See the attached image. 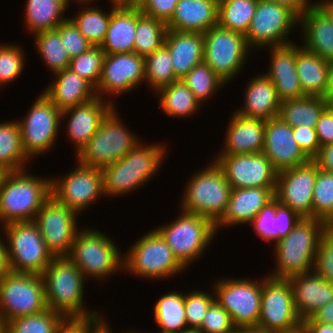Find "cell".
I'll use <instances>...</instances> for the list:
<instances>
[{
  "instance_id": "11",
  "label": "cell",
  "mask_w": 333,
  "mask_h": 333,
  "mask_svg": "<svg viewBox=\"0 0 333 333\" xmlns=\"http://www.w3.org/2000/svg\"><path fill=\"white\" fill-rule=\"evenodd\" d=\"M203 35L204 62L229 85L243 72L247 61H250L249 55L254 51L249 47L245 35L218 25L211 27Z\"/></svg>"
},
{
  "instance_id": "15",
  "label": "cell",
  "mask_w": 333,
  "mask_h": 333,
  "mask_svg": "<svg viewBox=\"0 0 333 333\" xmlns=\"http://www.w3.org/2000/svg\"><path fill=\"white\" fill-rule=\"evenodd\" d=\"M299 27V17L288 7L257 0L255 14L245 34L249 47L254 51L293 43V31ZM292 32V33H291ZM289 37L291 39H289Z\"/></svg>"
},
{
  "instance_id": "24",
  "label": "cell",
  "mask_w": 333,
  "mask_h": 333,
  "mask_svg": "<svg viewBox=\"0 0 333 333\" xmlns=\"http://www.w3.org/2000/svg\"><path fill=\"white\" fill-rule=\"evenodd\" d=\"M276 188H232L230 200L225 205L221 216L214 222V228L249 224L260 210L275 197Z\"/></svg>"
},
{
  "instance_id": "34",
  "label": "cell",
  "mask_w": 333,
  "mask_h": 333,
  "mask_svg": "<svg viewBox=\"0 0 333 333\" xmlns=\"http://www.w3.org/2000/svg\"><path fill=\"white\" fill-rule=\"evenodd\" d=\"M137 7L111 5V18L106 37L101 44L105 54L134 52Z\"/></svg>"
},
{
  "instance_id": "50",
  "label": "cell",
  "mask_w": 333,
  "mask_h": 333,
  "mask_svg": "<svg viewBox=\"0 0 333 333\" xmlns=\"http://www.w3.org/2000/svg\"><path fill=\"white\" fill-rule=\"evenodd\" d=\"M105 55L100 46H93L87 52L71 58L68 68L97 88L103 70Z\"/></svg>"
},
{
  "instance_id": "72",
  "label": "cell",
  "mask_w": 333,
  "mask_h": 333,
  "mask_svg": "<svg viewBox=\"0 0 333 333\" xmlns=\"http://www.w3.org/2000/svg\"><path fill=\"white\" fill-rule=\"evenodd\" d=\"M180 333H203L199 328H187L182 330Z\"/></svg>"
},
{
  "instance_id": "74",
  "label": "cell",
  "mask_w": 333,
  "mask_h": 333,
  "mask_svg": "<svg viewBox=\"0 0 333 333\" xmlns=\"http://www.w3.org/2000/svg\"><path fill=\"white\" fill-rule=\"evenodd\" d=\"M69 3L71 2H84V1H92L93 3H96L95 0H67Z\"/></svg>"
},
{
  "instance_id": "18",
  "label": "cell",
  "mask_w": 333,
  "mask_h": 333,
  "mask_svg": "<svg viewBox=\"0 0 333 333\" xmlns=\"http://www.w3.org/2000/svg\"><path fill=\"white\" fill-rule=\"evenodd\" d=\"M144 67L145 58L135 52L106 54L101 78L96 88L97 96L108 99L117 106L116 98L127 92L130 94L133 90L137 91L139 86H144Z\"/></svg>"
},
{
  "instance_id": "13",
  "label": "cell",
  "mask_w": 333,
  "mask_h": 333,
  "mask_svg": "<svg viewBox=\"0 0 333 333\" xmlns=\"http://www.w3.org/2000/svg\"><path fill=\"white\" fill-rule=\"evenodd\" d=\"M215 300L229 313L236 328L256 327L261 311L262 276L215 279Z\"/></svg>"
},
{
  "instance_id": "66",
  "label": "cell",
  "mask_w": 333,
  "mask_h": 333,
  "mask_svg": "<svg viewBox=\"0 0 333 333\" xmlns=\"http://www.w3.org/2000/svg\"><path fill=\"white\" fill-rule=\"evenodd\" d=\"M234 333H271L267 332L264 329L256 326V327H241V328H236Z\"/></svg>"
},
{
  "instance_id": "63",
  "label": "cell",
  "mask_w": 333,
  "mask_h": 333,
  "mask_svg": "<svg viewBox=\"0 0 333 333\" xmlns=\"http://www.w3.org/2000/svg\"><path fill=\"white\" fill-rule=\"evenodd\" d=\"M309 333H333L332 324H324L319 322H303Z\"/></svg>"
},
{
  "instance_id": "21",
  "label": "cell",
  "mask_w": 333,
  "mask_h": 333,
  "mask_svg": "<svg viewBox=\"0 0 333 333\" xmlns=\"http://www.w3.org/2000/svg\"><path fill=\"white\" fill-rule=\"evenodd\" d=\"M319 168L310 160L277 173L275 197L301 218H313V189Z\"/></svg>"
},
{
  "instance_id": "1",
  "label": "cell",
  "mask_w": 333,
  "mask_h": 333,
  "mask_svg": "<svg viewBox=\"0 0 333 333\" xmlns=\"http://www.w3.org/2000/svg\"><path fill=\"white\" fill-rule=\"evenodd\" d=\"M145 143L141 139L122 159L102 168L106 198L131 195L158 175L170 149L164 142Z\"/></svg>"
},
{
  "instance_id": "32",
  "label": "cell",
  "mask_w": 333,
  "mask_h": 333,
  "mask_svg": "<svg viewBox=\"0 0 333 333\" xmlns=\"http://www.w3.org/2000/svg\"><path fill=\"white\" fill-rule=\"evenodd\" d=\"M164 45L170 52L173 71L178 79L204 61L203 33L167 30Z\"/></svg>"
},
{
  "instance_id": "59",
  "label": "cell",
  "mask_w": 333,
  "mask_h": 333,
  "mask_svg": "<svg viewBox=\"0 0 333 333\" xmlns=\"http://www.w3.org/2000/svg\"><path fill=\"white\" fill-rule=\"evenodd\" d=\"M312 161L320 170L333 173V142L321 146Z\"/></svg>"
},
{
  "instance_id": "65",
  "label": "cell",
  "mask_w": 333,
  "mask_h": 333,
  "mask_svg": "<svg viewBox=\"0 0 333 333\" xmlns=\"http://www.w3.org/2000/svg\"><path fill=\"white\" fill-rule=\"evenodd\" d=\"M315 3L328 15L333 21V0H315Z\"/></svg>"
},
{
  "instance_id": "14",
  "label": "cell",
  "mask_w": 333,
  "mask_h": 333,
  "mask_svg": "<svg viewBox=\"0 0 333 333\" xmlns=\"http://www.w3.org/2000/svg\"><path fill=\"white\" fill-rule=\"evenodd\" d=\"M47 309L41 275L9 271L0 279V317L6 322Z\"/></svg>"
},
{
  "instance_id": "71",
  "label": "cell",
  "mask_w": 333,
  "mask_h": 333,
  "mask_svg": "<svg viewBox=\"0 0 333 333\" xmlns=\"http://www.w3.org/2000/svg\"><path fill=\"white\" fill-rule=\"evenodd\" d=\"M0 333H8V324L0 317Z\"/></svg>"
},
{
  "instance_id": "62",
  "label": "cell",
  "mask_w": 333,
  "mask_h": 333,
  "mask_svg": "<svg viewBox=\"0 0 333 333\" xmlns=\"http://www.w3.org/2000/svg\"><path fill=\"white\" fill-rule=\"evenodd\" d=\"M9 271L10 267L7 256V245L3 237V234H1L0 235V279L4 277Z\"/></svg>"
},
{
  "instance_id": "54",
  "label": "cell",
  "mask_w": 333,
  "mask_h": 333,
  "mask_svg": "<svg viewBox=\"0 0 333 333\" xmlns=\"http://www.w3.org/2000/svg\"><path fill=\"white\" fill-rule=\"evenodd\" d=\"M199 329L203 333H234L236 327L229 313L215 300L207 310Z\"/></svg>"
},
{
  "instance_id": "46",
  "label": "cell",
  "mask_w": 333,
  "mask_h": 333,
  "mask_svg": "<svg viewBox=\"0 0 333 333\" xmlns=\"http://www.w3.org/2000/svg\"><path fill=\"white\" fill-rule=\"evenodd\" d=\"M145 85L153 94L160 88L179 80L173 71L171 55L163 44L145 57Z\"/></svg>"
},
{
  "instance_id": "28",
  "label": "cell",
  "mask_w": 333,
  "mask_h": 333,
  "mask_svg": "<svg viewBox=\"0 0 333 333\" xmlns=\"http://www.w3.org/2000/svg\"><path fill=\"white\" fill-rule=\"evenodd\" d=\"M52 76L42 92L61 111L98 97L96 88L68 67Z\"/></svg>"
},
{
  "instance_id": "8",
  "label": "cell",
  "mask_w": 333,
  "mask_h": 333,
  "mask_svg": "<svg viewBox=\"0 0 333 333\" xmlns=\"http://www.w3.org/2000/svg\"><path fill=\"white\" fill-rule=\"evenodd\" d=\"M178 211V216L174 217L176 219L166 222L167 224L164 222L155 229L172 249L178 261L188 270L214 243L212 241H215L217 231L210 219L182 209Z\"/></svg>"
},
{
  "instance_id": "39",
  "label": "cell",
  "mask_w": 333,
  "mask_h": 333,
  "mask_svg": "<svg viewBox=\"0 0 333 333\" xmlns=\"http://www.w3.org/2000/svg\"><path fill=\"white\" fill-rule=\"evenodd\" d=\"M32 161L22 147L18 120L0 122V171L11 172L27 169Z\"/></svg>"
},
{
  "instance_id": "35",
  "label": "cell",
  "mask_w": 333,
  "mask_h": 333,
  "mask_svg": "<svg viewBox=\"0 0 333 333\" xmlns=\"http://www.w3.org/2000/svg\"><path fill=\"white\" fill-rule=\"evenodd\" d=\"M72 3L67 0H26L24 23L26 31L34 36L40 32L56 29L69 16ZM69 7V8H68Z\"/></svg>"
},
{
  "instance_id": "16",
  "label": "cell",
  "mask_w": 333,
  "mask_h": 333,
  "mask_svg": "<svg viewBox=\"0 0 333 333\" xmlns=\"http://www.w3.org/2000/svg\"><path fill=\"white\" fill-rule=\"evenodd\" d=\"M75 163V168L64 173V176H51V195L81 216L91 205L105 198L103 173L100 168Z\"/></svg>"
},
{
  "instance_id": "60",
  "label": "cell",
  "mask_w": 333,
  "mask_h": 333,
  "mask_svg": "<svg viewBox=\"0 0 333 333\" xmlns=\"http://www.w3.org/2000/svg\"><path fill=\"white\" fill-rule=\"evenodd\" d=\"M283 5L292 10L299 18L315 3V0H266Z\"/></svg>"
},
{
  "instance_id": "9",
  "label": "cell",
  "mask_w": 333,
  "mask_h": 333,
  "mask_svg": "<svg viewBox=\"0 0 333 333\" xmlns=\"http://www.w3.org/2000/svg\"><path fill=\"white\" fill-rule=\"evenodd\" d=\"M117 107L108 114L87 144L74 155V161L102 169L122 159L139 143L142 138L129 130L119 116Z\"/></svg>"
},
{
  "instance_id": "6",
  "label": "cell",
  "mask_w": 333,
  "mask_h": 333,
  "mask_svg": "<svg viewBox=\"0 0 333 333\" xmlns=\"http://www.w3.org/2000/svg\"><path fill=\"white\" fill-rule=\"evenodd\" d=\"M131 244L123 254V272L149 280H168L186 272L172 249L154 228ZM176 274V276H175Z\"/></svg>"
},
{
  "instance_id": "2",
  "label": "cell",
  "mask_w": 333,
  "mask_h": 333,
  "mask_svg": "<svg viewBox=\"0 0 333 333\" xmlns=\"http://www.w3.org/2000/svg\"><path fill=\"white\" fill-rule=\"evenodd\" d=\"M29 169L2 172L0 176V226L34 221L51 196V177L32 174Z\"/></svg>"
},
{
  "instance_id": "53",
  "label": "cell",
  "mask_w": 333,
  "mask_h": 333,
  "mask_svg": "<svg viewBox=\"0 0 333 333\" xmlns=\"http://www.w3.org/2000/svg\"><path fill=\"white\" fill-rule=\"evenodd\" d=\"M56 30L59 32L61 45L66 49L70 59L93 47L69 18L62 22Z\"/></svg>"
},
{
  "instance_id": "30",
  "label": "cell",
  "mask_w": 333,
  "mask_h": 333,
  "mask_svg": "<svg viewBox=\"0 0 333 333\" xmlns=\"http://www.w3.org/2000/svg\"><path fill=\"white\" fill-rule=\"evenodd\" d=\"M301 45L326 61L333 60V21L314 3L300 18Z\"/></svg>"
},
{
  "instance_id": "68",
  "label": "cell",
  "mask_w": 333,
  "mask_h": 333,
  "mask_svg": "<svg viewBox=\"0 0 333 333\" xmlns=\"http://www.w3.org/2000/svg\"><path fill=\"white\" fill-rule=\"evenodd\" d=\"M98 2L99 0H95ZM110 2V5L120 7V6H126L129 7V0H108Z\"/></svg>"
},
{
  "instance_id": "27",
  "label": "cell",
  "mask_w": 333,
  "mask_h": 333,
  "mask_svg": "<svg viewBox=\"0 0 333 333\" xmlns=\"http://www.w3.org/2000/svg\"><path fill=\"white\" fill-rule=\"evenodd\" d=\"M249 79L243 94L244 101L233 111L243 117L264 121L278 117L281 101L270 78L259 72Z\"/></svg>"
},
{
  "instance_id": "73",
  "label": "cell",
  "mask_w": 333,
  "mask_h": 333,
  "mask_svg": "<svg viewBox=\"0 0 333 333\" xmlns=\"http://www.w3.org/2000/svg\"><path fill=\"white\" fill-rule=\"evenodd\" d=\"M123 330H121V332L120 333H148L147 331H145L144 332V330L141 332V330L139 331V329H136L135 331L134 330H127V331H125V329H124V331L122 332ZM112 333H113V331H112ZM115 333V332H114ZM117 333V332H116ZM149 333H151V331L149 332Z\"/></svg>"
},
{
  "instance_id": "48",
  "label": "cell",
  "mask_w": 333,
  "mask_h": 333,
  "mask_svg": "<svg viewBox=\"0 0 333 333\" xmlns=\"http://www.w3.org/2000/svg\"><path fill=\"white\" fill-rule=\"evenodd\" d=\"M313 218L333 225V173L320 169L313 189Z\"/></svg>"
},
{
  "instance_id": "64",
  "label": "cell",
  "mask_w": 333,
  "mask_h": 333,
  "mask_svg": "<svg viewBox=\"0 0 333 333\" xmlns=\"http://www.w3.org/2000/svg\"><path fill=\"white\" fill-rule=\"evenodd\" d=\"M323 98L326 99L329 104L333 103V60L329 61L327 86Z\"/></svg>"
},
{
  "instance_id": "45",
  "label": "cell",
  "mask_w": 333,
  "mask_h": 333,
  "mask_svg": "<svg viewBox=\"0 0 333 333\" xmlns=\"http://www.w3.org/2000/svg\"><path fill=\"white\" fill-rule=\"evenodd\" d=\"M182 81L202 106L215 99L226 85L204 61L193 67Z\"/></svg>"
},
{
  "instance_id": "57",
  "label": "cell",
  "mask_w": 333,
  "mask_h": 333,
  "mask_svg": "<svg viewBox=\"0 0 333 333\" xmlns=\"http://www.w3.org/2000/svg\"><path fill=\"white\" fill-rule=\"evenodd\" d=\"M293 137L304 154L312 160L320 149L315 128L307 126H297L293 128Z\"/></svg>"
},
{
  "instance_id": "47",
  "label": "cell",
  "mask_w": 333,
  "mask_h": 333,
  "mask_svg": "<svg viewBox=\"0 0 333 333\" xmlns=\"http://www.w3.org/2000/svg\"><path fill=\"white\" fill-rule=\"evenodd\" d=\"M63 319L64 316L59 312L47 309L7 322L8 333H56Z\"/></svg>"
},
{
  "instance_id": "55",
  "label": "cell",
  "mask_w": 333,
  "mask_h": 333,
  "mask_svg": "<svg viewBox=\"0 0 333 333\" xmlns=\"http://www.w3.org/2000/svg\"><path fill=\"white\" fill-rule=\"evenodd\" d=\"M102 312L87 317H64L56 333H93L106 319Z\"/></svg>"
},
{
  "instance_id": "7",
  "label": "cell",
  "mask_w": 333,
  "mask_h": 333,
  "mask_svg": "<svg viewBox=\"0 0 333 333\" xmlns=\"http://www.w3.org/2000/svg\"><path fill=\"white\" fill-rule=\"evenodd\" d=\"M204 167L195 170L185 180L186 186L178 206L183 211L206 217L214 223L229 202L232 187L212 158Z\"/></svg>"
},
{
  "instance_id": "49",
  "label": "cell",
  "mask_w": 333,
  "mask_h": 333,
  "mask_svg": "<svg viewBox=\"0 0 333 333\" xmlns=\"http://www.w3.org/2000/svg\"><path fill=\"white\" fill-rule=\"evenodd\" d=\"M25 51L20 43H0V88L13 83L26 67Z\"/></svg>"
},
{
  "instance_id": "20",
  "label": "cell",
  "mask_w": 333,
  "mask_h": 333,
  "mask_svg": "<svg viewBox=\"0 0 333 333\" xmlns=\"http://www.w3.org/2000/svg\"><path fill=\"white\" fill-rule=\"evenodd\" d=\"M232 188H276L277 172L261 152L252 154L214 155Z\"/></svg>"
},
{
  "instance_id": "44",
  "label": "cell",
  "mask_w": 333,
  "mask_h": 333,
  "mask_svg": "<svg viewBox=\"0 0 333 333\" xmlns=\"http://www.w3.org/2000/svg\"><path fill=\"white\" fill-rule=\"evenodd\" d=\"M34 49L51 74L63 71L69 66L70 57L61 45L59 32L56 29L40 32L33 36Z\"/></svg>"
},
{
  "instance_id": "33",
  "label": "cell",
  "mask_w": 333,
  "mask_h": 333,
  "mask_svg": "<svg viewBox=\"0 0 333 333\" xmlns=\"http://www.w3.org/2000/svg\"><path fill=\"white\" fill-rule=\"evenodd\" d=\"M219 0H179L168 30L205 33L218 23Z\"/></svg>"
},
{
  "instance_id": "12",
  "label": "cell",
  "mask_w": 333,
  "mask_h": 333,
  "mask_svg": "<svg viewBox=\"0 0 333 333\" xmlns=\"http://www.w3.org/2000/svg\"><path fill=\"white\" fill-rule=\"evenodd\" d=\"M26 113V116L17 120L21 129L23 150L33 161L52 151L50 149L57 144L62 126V111L43 92H39Z\"/></svg>"
},
{
  "instance_id": "36",
  "label": "cell",
  "mask_w": 333,
  "mask_h": 333,
  "mask_svg": "<svg viewBox=\"0 0 333 333\" xmlns=\"http://www.w3.org/2000/svg\"><path fill=\"white\" fill-rule=\"evenodd\" d=\"M329 61L306 50L296 41V70L304 96L322 97L325 95Z\"/></svg>"
},
{
  "instance_id": "52",
  "label": "cell",
  "mask_w": 333,
  "mask_h": 333,
  "mask_svg": "<svg viewBox=\"0 0 333 333\" xmlns=\"http://www.w3.org/2000/svg\"><path fill=\"white\" fill-rule=\"evenodd\" d=\"M313 270L333 284V225H327L320 237Z\"/></svg>"
},
{
  "instance_id": "38",
  "label": "cell",
  "mask_w": 333,
  "mask_h": 333,
  "mask_svg": "<svg viewBox=\"0 0 333 333\" xmlns=\"http://www.w3.org/2000/svg\"><path fill=\"white\" fill-rule=\"evenodd\" d=\"M91 3L92 1L74 2L73 4L79 5L77 6L79 11L73 14L74 17L71 15L68 18L92 46H101L110 23L111 5L108 12L98 4Z\"/></svg>"
},
{
  "instance_id": "56",
  "label": "cell",
  "mask_w": 333,
  "mask_h": 333,
  "mask_svg": "<svg viewBox=\"0 0 333 333\" xmlns=\"http://www.w3.org/2000/svg\"><path fill=\"white\" fill-rule=\"evenodd\" d=\"M179 0H146L140 7L143 14L168 23Z\"/></svg>"
},
{
  "instance_id": "17",
  "label": "cell",
  "mask_w": 333,
  "mask_h": 333,
  "mask_svg": "<svg viewBox=\"0 0 333 333\" xmlns=\"http://www.w3.org/2000/svg\"><path fill=\"white\" fill-rule=\"evenodd\" d=\"M303 323L297 315L289 278L262 276L261 311L258 327L271 333H282Z\"/></svg>"
},
{
  "instance_id": "41",
  "label": "cell",
  "mask_w": 333,
  "mask_h": 333,
  "mask_svg": "<svg viewBox=\"0 0 333 333\" xmlns=\"http://www.w3.org/2000/svg\"><path fill=\"white\" fill-rule=\"evenodd\" d=\"M329 105L322 97L304 96L282 101L278 117L292 128L307 126L315 128L322 111Z\"/></svg>"
},
{
  "instance_id": "37",
  "label": "cell",
  "mask_w": 333,
  "mask_h": 333,
  "mask_svg": "<svg viewBox=\"0 0 333 333\" xmlns=\"http://www.w3.org/2000/svg\"><path fill=\"white\" fill-rule=\"evenodd\" d=\"M154 95L157 96L160 111L176 119L193 117L202 109V105L182 79L158 89Z\"/></svg>"
},
{
  "instance_id": "61",
  "label": "cell",
  "mask_w": 333,
  "mask_h": 333,
  "mask_svg": "<svg viewBox=\"0 0 333 333\" xmlns=\"http://www.w3.org/2000/svg\"><path fill=\"white\" fill-rule=\"evenodd\" d=\"M303 322H319L333 325V300L319 308L310 317L304 319Z\"/></svg>"
},
{
  "instance_id": "58",
  "label": "cell",
  "mask_w": 333,
  "mask_h": 333,
  "mask_svg": "<svg viewBox=\"0 0 333 333\" xmlns=\"http://www.w3.org/2000/svg\"><path fill=\"white\" fill-rule=\"evenodd\" d=\"M315 131L320 146L333 142V106L331 104L322 111Z\"/></svg>"
},
{
  "instance_id": "3",
  "label": "cell",
  "mask_w": 333,
  "mask_h": 333,
  "mask_svg": "<svg viewBox=\"0 0 333 333\" xmlns=\"http://www.w3.org/2000/svg\"><path fill=\"white\" fill-rule=\"evenodd\" d=\"M84 227L76 233L66 257L81 270L87 281L92 278L107 283L113 274L124 272L123 253L110 235L90 225Z\"/></svg>"
},
{
  "instance_id": "4",
  "label": "cell",
  "mask_w": 333,
  "mask_h": 333,
  "mask_svg": "<svg viewBox=\"0 0 333 333\" xmlns=\"http://www.w3.org/2000/svg\"><path fill=\"white\" fill-rule=\"evenodd\" d=\"M41 276L48 309L64 317H87L99 312L97 308L90 310L86 306L84 290L88 281L67 257H55Z\"/></svg>"
},
{
  "instance_id": "42",
  "label": "cell",
  "mask_w": 333,
  "mask_h": 333,
  "mask_svg": "<svg viewBox=\"0 0 333 333\" xmlns=\"http://www.w3.org/2000/svg\"><path fill=\"white\" fill-rule=\"evenodd\" d=\"M256 6L257 0H219L217 25L245 35Z\"/></svg>"
},
{
  "instance_id": "69",
  "label": "cell",
  "mask_w": 333,
  "mask_h": 333,
  "mask_svg": "<svg viewBox=\"0 0 333 333\" xmlns=\"http://www.w3.org/2000/svg\"><path fill=\"white\" fill-rule=\"evenodd\" d=\"M282 333H309V332H308V330L306 329V327L302 323L297 328L289 330V331H285V332H282Z\"/></svg>"
},
{
  "instance_id": "10",
  "label": "cell",
  "mask_w": 333,
  "mask_h": 333,
  "mask_svg": "<svg viewBox=\"0 0 333 333\" xmlns=\"http://www.w3.org/2000/svg\"><path fill=\"white\" fill-rule=\"evenodd\" d=\"M0 229L7 245L10 271L41 275L55 258L34 221L11 222Z\"/></svg>"
},
{
  "instance_id": "29",
  "label": "cell",
  "mask_w": 333,
  "mask_h": 333,
  "mask_svg": "<svg viewBox=\"0 0 333 333\" xmlns=\"http://www.w3.org/2000/svg\"><path fill=\"white\" fill-rule=\"evenodd\" d=\"M294 307L303 321L333 300V284L325 281L314 270L289 277Z\"/></svg>"
},
{
  "instance_id": "25",
  "label": "cell",
  "mask_w": 333,
  "mask_h": 333,
  "mask_svg": "<svg viewBox=\"0 0 333 333\" xmlns=\"http://www.w3.org/2000/svg\"><path fill=\"white\" fill-rule=\"evenodd\" d=\"M264 49L270 51L265 74L275 85L280 101L304 97L296 70V42Z\"/></svg>"
},
{
  "instance_id": "40",
  "label": "cell",
  "mask_w": 333,
  "mask_h": 333,
  "mask_svg": "<svg viewBox=\"0 0 333 333\" xmlns=\"http://www.w3.org/2000/svg\"><path fill=\"white\" fill-rule=\"evenodd\" d=\"M153 319L160 333H180L187 329L184 309V292L168 291L159 297L153 305Z\"/></svg>"
},
{
  "instance_id": "31",
  "label": "cell",
  "mask_w": 333,
  "mask_h": 333,
  "mask_svg": "<svg viewBox=\"0 0 333 333\" xmlns=\"http://www.w3.org/2000/svg\"><path fill=\"white\" fill-rule=\"evenodd\" d=\"M300 220L301 217L296 212L274 197L260 210L249 226L251 225L254 234L263 242H272L271 244L275 245L287 236Z\"/></svg>"
},
{
  "instance_id": "22",
  "label": "cell",
  "mask_w": 333,
  "mask_h": 333,
  "mask_svg": "<svg viewBox=\"0 0 333 333\" xmlns=\"http://www.w3.org/2000/svg\"><path fill=\"white\" fill-rule=\"evenodd\" d=\"M115 107L116 105L109 100L96 97L84 104L62 111L61 122H66L65 135L70 141L69 144L72 143L74 146L75 155L87 144Z\"/></svg>"
},
{
  "instance_id": "51",
  "label": "cell",
  "mask_w": 333,
  "mask_h": 333,
  "mask_svg": "<svg viewBox=\"0 0 333 333\" xmlns=\"http://www.w3.org/2000/svg\"><path fill=\"white\" fill-rule=\"evenodd\" d=\"M212 289V290H210ZM208 291L195 289L184 292V309L188 328H200L210 305L215 301L213 288ZM212 292V293H211Z\"/></svg>"
},
{
  "instance_id": "23",
  "label": "cell",
  "mask_w": 333,
  "mask_h": 333,
  "mask_svg": "<svg viewBox=\"0 0 333 333\" xmlns=\"http://www.w3.org/2000/svg\"><path fill=\"white\" fill-rule=\"evenodd\" d=\"M262 153L277 173L310 161L294 139L293 128L279 117L265 121Z\"/></svg>"
},
{
  "instance_id": "26",
  "label": "cell",
  "mask_w": 333,
  "mask_h": 333,
  "mask_svg": "<svg viewBox=\"0 0 333 333\" xmlns=\"http://www.w3.org/2000/svg\"><path fill=\"white\" fill-rule=\"evenodd\" d=\"M224 140L215 155L261 153L264 149L265 121L243 117L232 112L227 122Z\"/></svg>"
},
{
  "instance_id": "19",
  "label": "cell",
  "mask_w": 333,
  "mask_h": 333,
  "mask_svg": "<svg viewBox=\"0 0 333 333\" xmlns=\"http://www.w3.org/2000/svg\"><path fill=\"white\" fill-rule=\"evenodd\" d=\"M79 216L52 195L43 203L34 222L54 257H66L69 254L76 233L81 228L77 219Z\"/></svg>"
},
{
  "instance_id": "5",
  "label": "cell",
  "mask_w": 333,
  "mask_h": 333,
  "mask_svg": "<svg viewBox=\"0 0 333 333\" xmlns=\"http://www.w3.org/2000/svg\"><path fill=\"white\" fill-rule=\"evenodd\" d=\"M327 224L316 218H301L273 249L275 268L268 275L289 278L313 270L320 237Z\"/></svg>"
},
{
  "instance_id": "70",
  "label": "cell",
  "mask_w": 333,
  "mask_h": 333,
  "mask_svg": "<svg viewBox=\"0 0 333 333\" xmlns=\"http://www.w3.org/2000/svg\"><path fill=\"white\" fill-rule=\"evenodd\" d=\"M146 0H129V7L140 8Z\"/></svg>"
},
{
  "instance_id": "43",
  "label": "cell",
  "mask_w": 333,
  "mask_h": 333,
  "mask_svg": "<svg viewBox=\"0 0 333 333\" xmlns=\"http://www.w3.org/2000/svg\"><path fill=\"white\" fill-rule=\"evenodd\" d=\"M167 24L143 14L137 7L136 37L134 52L144 58L164 44Z\"/></svg>"
},
{
  "instance_id": "67",
  "label": "cell",
  "mask_w": 333,
  "mask_h": 333,
  "mask_svg": "<svg viewBox=\"0 0 333 333\" xmlns=\"http://www.w3.org/2000/svg\"><path fill=\"white\" fill-rule=\"evenodd\" d=\"M107 316L105 321L93 332V333H112V325L109 324V321L107 320Z\"/></svg>"
}]
</instances>
